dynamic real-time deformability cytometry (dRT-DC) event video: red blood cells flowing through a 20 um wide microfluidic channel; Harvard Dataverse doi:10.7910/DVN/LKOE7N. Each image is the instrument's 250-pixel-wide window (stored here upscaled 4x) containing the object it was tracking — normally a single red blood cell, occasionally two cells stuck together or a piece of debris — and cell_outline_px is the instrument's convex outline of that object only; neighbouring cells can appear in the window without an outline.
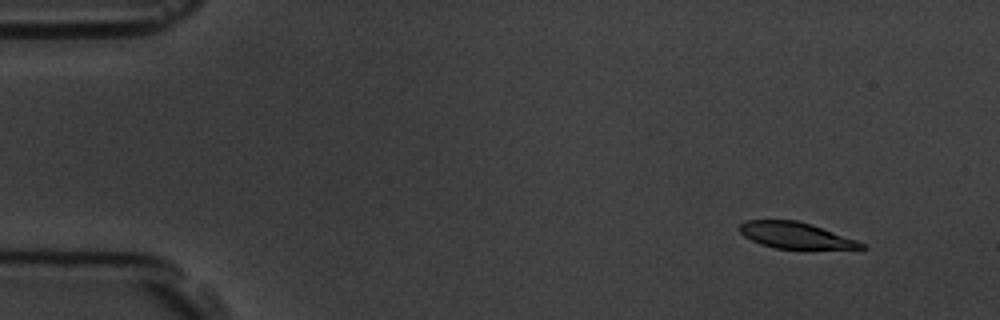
{"species": "common noctule bat (a hibernating species)", "species_latin": "Nyctalus noctula", "temperature_condition": "room temperature", "stored_images_in_passage": 4, "camera_frame_rate_fps": 3000, "um_per_image_px": 0.085, "animal": {"sex": "male", "body_mass_g": 19.5, "forearm_length_mm": 54.6}, "frame": {"image": 1, "passage_image": 1, "time_ms": 0.0, "image_size_px": [1000, 320], "cell_outline_px": [[868, 248], [776, 248], [760, 244], [744, 236], [736, 228], [740, 224], [748, 220], [796, 220], [812, 224], [856, 240], [864, 244]], "centroid_in_image_um": [67.55, 19.99], "position_along_channel_um": 17.4, "area_um2": 18.26}}